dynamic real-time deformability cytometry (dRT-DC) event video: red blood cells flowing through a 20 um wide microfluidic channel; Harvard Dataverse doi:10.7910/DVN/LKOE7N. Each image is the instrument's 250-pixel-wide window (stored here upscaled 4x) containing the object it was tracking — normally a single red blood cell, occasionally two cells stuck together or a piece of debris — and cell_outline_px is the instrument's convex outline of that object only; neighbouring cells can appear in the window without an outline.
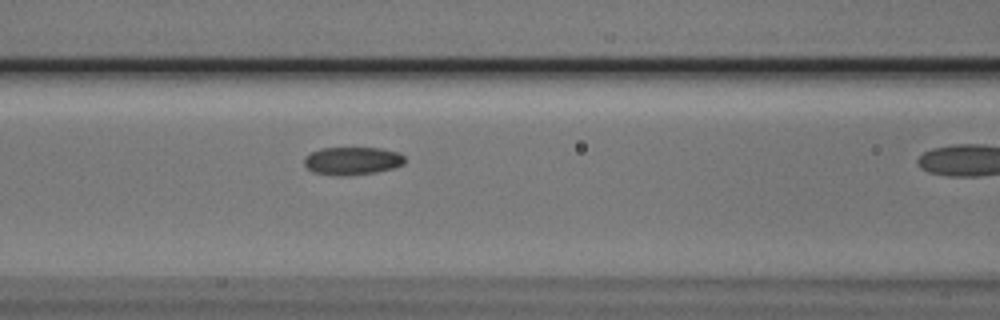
{"species": "Egyptian fruit bat (a non-hibernating species)", "species_latin": "Rousettus aegyptiacus", "temperature_condition": "cold", "stored_images_in_passage": 14, "camera_frame_rate_fps": 3000, "um_per_image_px": 0.085, "animal": {"sex": "male"}, "frame": {"image": 1, "passage_image": 7, "time_ms": 2.0, "image_size_px": [1000, 320], "cell_outline_px": [[404, 164], [392, 168], [376, 172], [344, 176], [340, 176], [312, 172], [304, 164], [304, 156], [320, 148], [380, 148], [400, 152], [404, 156]], "centroid_in_image_um": [29.94, 13.67], "position_along_channel_um": 136.7, "area_um2": 16.42}}